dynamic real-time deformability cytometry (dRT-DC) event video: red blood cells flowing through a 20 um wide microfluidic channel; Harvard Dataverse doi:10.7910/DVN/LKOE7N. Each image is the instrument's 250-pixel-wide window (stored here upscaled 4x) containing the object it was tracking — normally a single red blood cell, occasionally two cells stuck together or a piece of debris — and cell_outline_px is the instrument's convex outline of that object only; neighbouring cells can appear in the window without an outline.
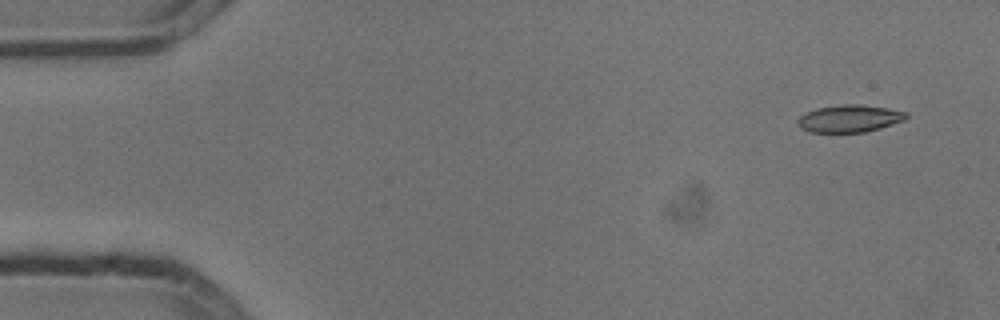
{"species": "common noctule bat (a hibernating species)", "species_latin": "Nyctalus noctula", "temperature_condition": "cold", "stored_images_in_passage": 4, "camera_frame_rate_fps": 3000, "um_per_image_px": 0.085, "animal": {"sex": "male", "body_mass_g": 13.3}, "frame": {"image": 1, "passage_image": 1, "time_ms": 0.0, "image_size_px": [1000, 320], "cell_outline_px": [[908, 116], [904, 120], [880, 128], [864, 132], [812, 132], [800, 128], [796, 120], [800, 116], [816, 108], [844, 104], [856, 104], [888, 108], [908, 112]], "centroid_in_image_um": [72.21, 10.07], "position_along_channel_um": 12.8, "area_um2": 17.17}}
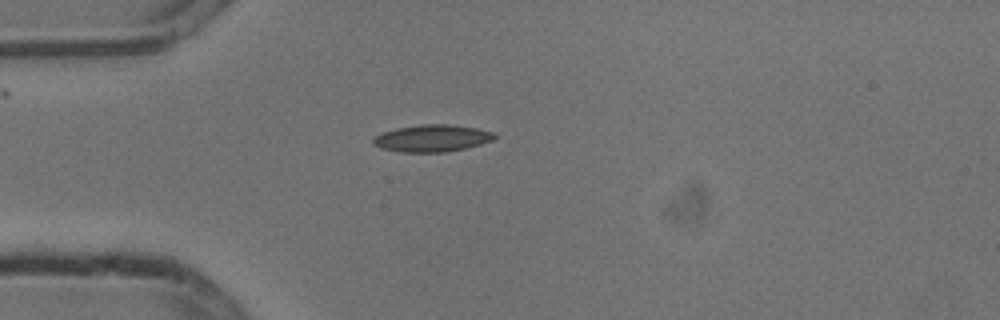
{"frame": {"image": 2, "passage_image": 4, "time_ms": 1.0, "image_size_px": [1000, 320], "cell_outline_px": [[496, 136], [492, 140], [480, 144], [464, 148], [444, 152], [400, 152], [380, 148], [372, 144], [372, 140], [380, 132], [396, 128], [424, 124], [448, 124], [476, 128], [496, 132]], "centroid_in_image_um": [36.69, 11.75], "position_along_channel_um": 48.3, "area_um2": 19.13}}